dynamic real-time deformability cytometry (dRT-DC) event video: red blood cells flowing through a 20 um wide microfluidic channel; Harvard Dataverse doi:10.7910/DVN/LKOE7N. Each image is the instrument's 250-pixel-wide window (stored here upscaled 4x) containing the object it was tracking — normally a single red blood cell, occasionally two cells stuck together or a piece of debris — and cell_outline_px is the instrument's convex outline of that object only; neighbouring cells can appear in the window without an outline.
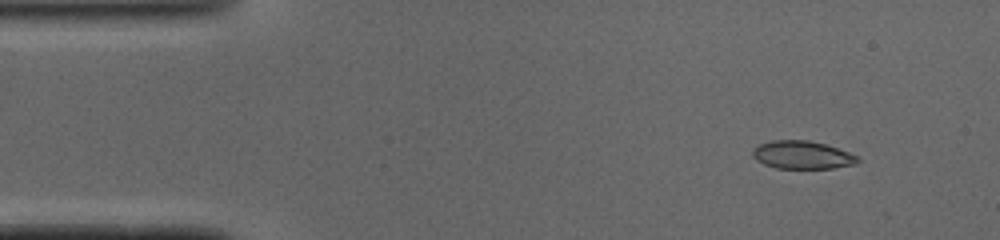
{"species": "common noctule bat (a hibernating species)", "species_latin": "Nyctalus noctula", "temperature_condition": "cold", "stored_images_in_passage": 45, "camera_frame_rate_fps": 3000, "um_per_image_px": 0.085, "animal": {"sex": "male", "body_mass_g": 19.0, "forearm_length_mm": 50.8}, "frame": {"image": 1, "passage_image": 1, "time_ms": 0.0, "image_size_px": [1000, 240], "cell_outline_px": [[860, 160], [856, 164], [832, 168], [776, 168], [764, 164], [756, 160], [752, 156], [752, 148], [760, 144], [772, 140], [808, 140], [824, 144], [848, 152], [856, 156]], "centroid_in_image_um": [68.15, 13.17], "position_along_channel_um": 16.9, "area_um2": 17.05}}
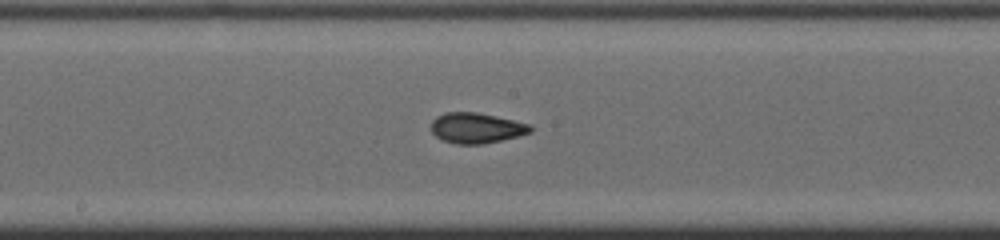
{"frame": {"image": 2, "passage_image": 21, "time_ms": 6.667, "image_size_px": [1000, 240], "cell_outline_px": [[532, 132], [484, 144], [456, 144], [444, 140], [436, 136], [432, 132], [432, 120], [436, 116], [444, 112], [476, 112], [532, 124]], "centroid_in_image_um": [40.49, 10.87], "position_along_channel_um": 207.7, "area_um2": 17.51}}
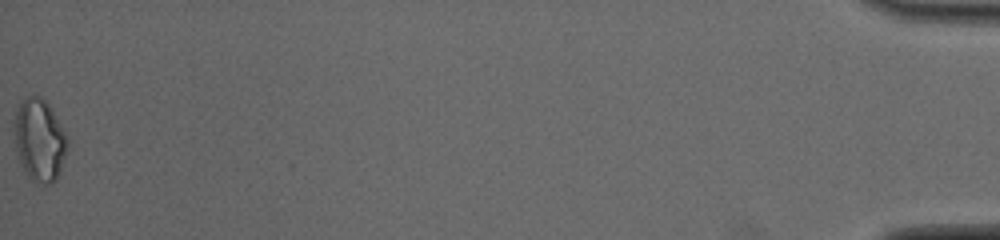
{"frame": {"image": 3, "passage_image": 45, "time_ms": 14.667, "image_size_px": [1000, 240], "cell_outline_px": [[68, 148], [60, 172], [56, 180], [52, 184], [44, 184], [32, 180], [24, 172], [20, 164], [16, 144], [16, 112], [20, 104], [28, 96], [40, 96], [52, 108], [68, 136]], "centroid_in_image_um": [3.41, 11.94], "position_along_channel_um": 431.8, "area_um2": 25.32}, "authors_computed_cell_mechanics": {"area_um2": 17.4556, "velocity_mm_per_s": 4.1186, "shape_relaxation_time_tau1_ms": 3.9179, "shape_relaxation_time_tau2_ms": 1.4044, "deformation_change_tau1": 0.1537, "deformation_change_tau2": 0.0794}}